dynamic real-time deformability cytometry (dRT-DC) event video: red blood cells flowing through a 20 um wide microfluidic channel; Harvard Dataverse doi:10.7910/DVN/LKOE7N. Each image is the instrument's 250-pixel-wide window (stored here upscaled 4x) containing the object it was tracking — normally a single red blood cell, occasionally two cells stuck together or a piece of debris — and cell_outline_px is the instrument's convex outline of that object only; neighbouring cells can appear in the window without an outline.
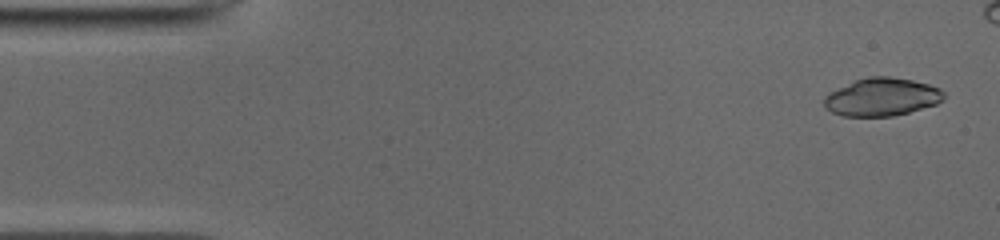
{"species": "common noctule bat (a hibernating species)", "species_latin": "Nyctalus noctula", "temperature_condition": "cold", "stored_images_in_passage": 44, "camera_frame_rate_fps": 3000, "um_per_image_px": 0.085, "animal": {"sex": "male", "body_mass_g": 19.0, "forearm_length_mm": 50.8}, "frame": {"image": 1, "passage_image": 2, "time_ms": 0.333, "image_size_px": [1000, 240], "cell_outline_px": [[944, 100], [936, 104], [908, 112], [892, 116], [844, 116], [832, 112], [824, 104], [824, 96], [828, 92], [856, 80], [868, 76], [888, 76], [912, 80], [928, 84], [940, 88], [944, 92]], "centroid_in_image_um": [74.96, 8.24], "position_along_channel_um": 10.0, "area_um2": 26.36}}